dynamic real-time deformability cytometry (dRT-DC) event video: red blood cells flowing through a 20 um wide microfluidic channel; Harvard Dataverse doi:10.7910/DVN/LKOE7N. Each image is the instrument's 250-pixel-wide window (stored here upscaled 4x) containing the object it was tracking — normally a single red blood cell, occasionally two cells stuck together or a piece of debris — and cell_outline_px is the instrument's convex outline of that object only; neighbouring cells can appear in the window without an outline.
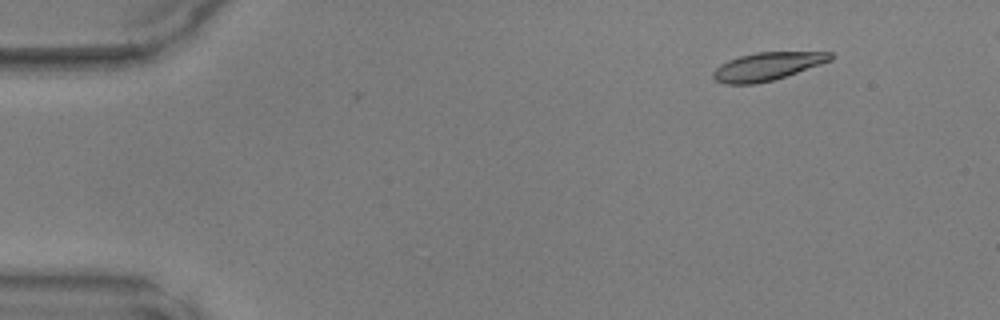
{"species": "common noctule bat (a hibernating species)", "species_latin": "Nyctalus noctula", "temperature_condition": "warm", "stored_images_in_passage": 43, "camera_frame_rate_fps": 3000, "um_per_image_px": 0.085, "animal": {"sex": "male", "body_mass_g": 17.9, "forearm_length_mm": 54.2}, "frame": {"image": 1, "passage_image": 1, "time_ms": 0.0, "image_size_px": [1000, 320], "cell_outline_px": [[836, 56], [832, 60], [772, 80], [756, 84], [724, 84], [716, 80], [712, 76], [712, 72], [720, 64], [728, 60], [740, 56], [756, 52], [832, 52]], "centroid_in_image_um": [65.2, 5.63], "position_along_channel_um": 19.8, "area_um2": 19.02}}
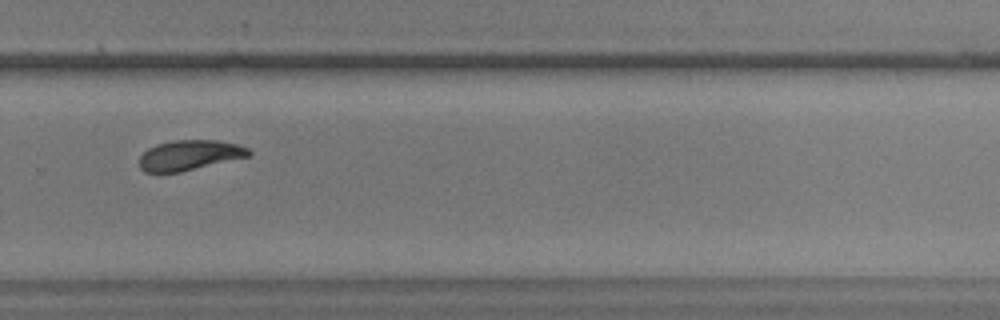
{"frame": {"image": 2, "passage_image": 29, "time_ms": 9.333, "image_size_px": [1000, 320], "cell_outline_px": [[252, 156], [180, 172], [144, 172], [140, 168], [140, 156], [148, 148], [156, 144], [176, 140], [216, 140], [236, 144], [248, 148], [252, 152]], "centroid_in_image_um": [16.14, 13.19], "position_along_channel_um": 313.7, "area_um2": 19.25}}
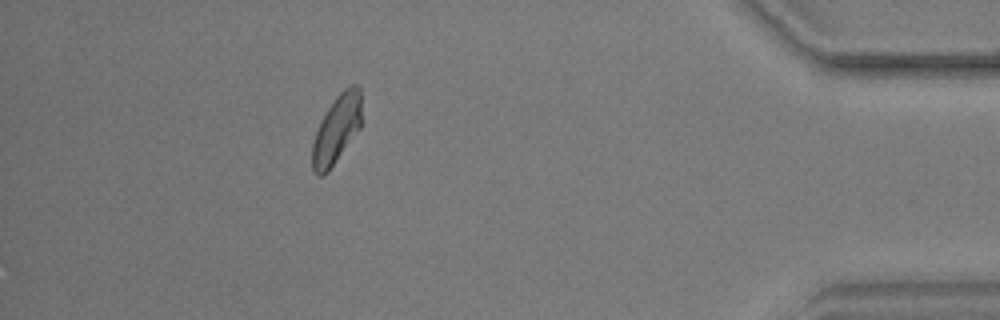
{"frame": {"image": 3, "passage_image": 39, "time_ms": 12.667, "image_size_px": [1000, 320], "cell_outline_px": [[360, 128], [328, 172], [324, 176], [316, 176], [312, 168], [312, 144], [320, 120], [336, 96], [344, 88], [352, 84], [356, 84], [360, 88]], "centroid_in_image_um": [28.59, 11.01], "position_along_channel_um": 406.6, "area_um2": 19.54}}